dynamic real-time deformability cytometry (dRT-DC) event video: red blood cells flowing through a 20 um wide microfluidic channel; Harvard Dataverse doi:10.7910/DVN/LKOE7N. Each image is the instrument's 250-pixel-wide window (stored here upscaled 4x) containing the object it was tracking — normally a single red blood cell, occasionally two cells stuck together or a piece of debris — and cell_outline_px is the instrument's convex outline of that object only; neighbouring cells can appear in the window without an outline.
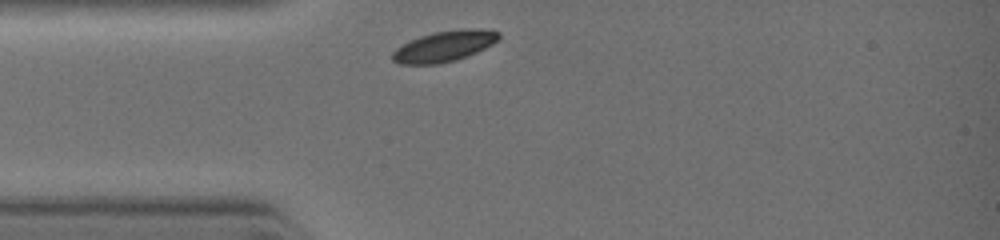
{"species": "common noctule bat (a hibernating species)", "species_latin": "Nyctalus noctula", "temperature_condition": "warm", "stored_images_in_passage": 1, "camera_frame_rate_fps": 3000, "um_per_image_px": 0.085, "animal": {"sex": "female", "body_mass_g": 19.0, "forearm_length_mm": 51.5}, "frame": {"image": 1, "passage_image": 1, "time_ms": 0.0, "image_size_px": [1000, 240], "cell_outline_px": [[500, 40], [468, 56], [456, 60], [440, 64], [396, 64], [392, 60], [392, 52], [396, 48], [420, 36], [436, 32], [472, 28], [480, 28], [500, 32]], "centroid_in_image_um": [37.78, 3.94], "position_along_channel_um": 47.2, "area_um2": 19.02}}